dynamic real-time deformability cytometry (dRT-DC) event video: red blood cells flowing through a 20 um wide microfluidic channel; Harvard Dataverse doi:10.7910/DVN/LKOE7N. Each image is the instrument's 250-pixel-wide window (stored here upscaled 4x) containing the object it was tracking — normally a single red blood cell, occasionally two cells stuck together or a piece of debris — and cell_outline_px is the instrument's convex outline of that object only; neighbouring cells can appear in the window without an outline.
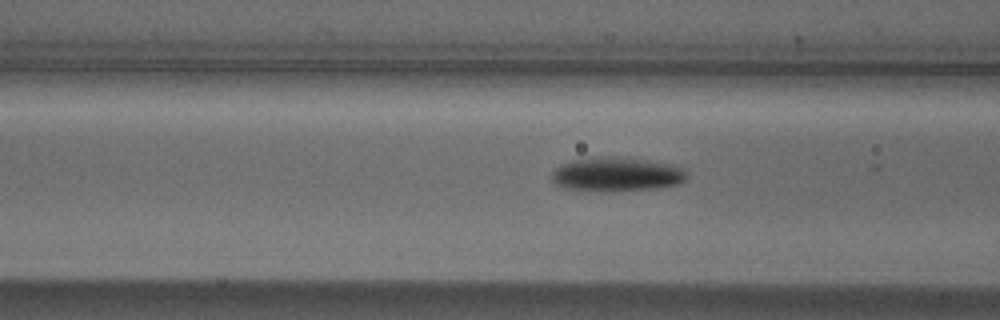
{"species": "Egyptian fruit bat (a non-hibernating species)", "species_latin": "Rousettus aegyptiacus", "temperature_condition": "cold", "stored_images_in_passage": 12, "camera_frame_rate_fps": 3000, "um_per_image_px": 0.085, "animal": {"sex": "male"}, "frame": {"image": 1, "passage_image": 10, "time_ms": 3.0, "image_size_px": [1000, 320], "cell_outline_px": [[688, 176], [684, 180], [676, 184], [652, 188], [564, 188], [556, 184], [552, 180], [552, 172], [560, 164], [572, 160], [636, 160], [664, 164], [684, 168]], "centroid_in_image_um": [52.4, 14.82], "position_along_channel_um": 114.2, "area_um2": 23.99}}